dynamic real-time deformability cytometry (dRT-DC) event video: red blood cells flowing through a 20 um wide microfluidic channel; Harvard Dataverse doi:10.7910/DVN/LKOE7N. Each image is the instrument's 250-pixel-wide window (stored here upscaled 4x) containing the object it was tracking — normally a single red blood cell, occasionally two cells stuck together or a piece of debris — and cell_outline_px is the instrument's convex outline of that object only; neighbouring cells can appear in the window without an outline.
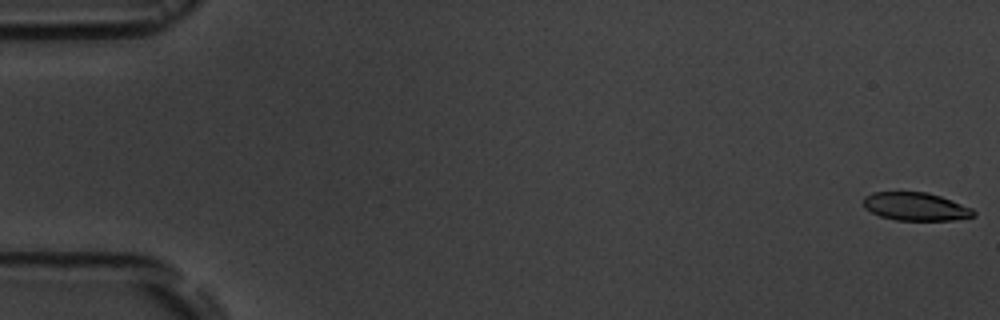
{"species": "common noctule bat (a hibernating species)", "species_latin": "Nyctalus noctula", "temperature_condition": "room temperature", "stored_images_in_passage": 9, "camera_frame_rate_fps": 3000, "um_per_image_px": 0.085, "animal": {"sex": "male", "body_mass_g": 19.5, "forearm_length_mm": 54.6}, "frame": {"image": 1, "passage_image": 1, "time_ms": 0.0, "image_size_px": [1000, 320], "cell_outline_px": [[976, 216], [956, 220], [896, 220], [880, 216], [864, 208], [864, 196], [872, 192], [928, 192], [952, 200], [972, 208], [976, 212]], "centroid_in_image_um": [77.85, 17.56], "position_along_channel_um": 7.1, "area_um2": 18.15}}
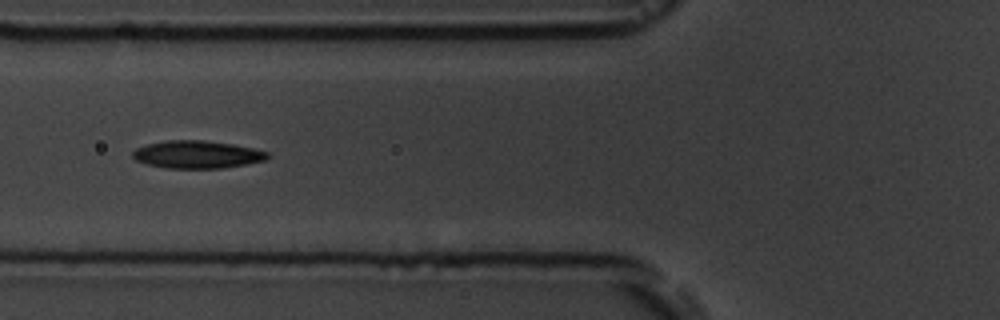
{"frame": {"image": 2, "passage_image": 6, "time_ms": 7.0, "image_size_px": [1000, 320], "cell_outline_px": [[272, 156], [268, 160], [248, 164], [224, 168], [168, 168], [148, 164], [136, 160], [132, 156], [132, 152], [136, 148], [148, 144], [164, 140], [204, 140], [232, 144], [252, 148], [268, 152]], "centroid_in_image_um": [16.8, 13.13], "position_along_channel_um": 109.0, "area_um2": 21.85}}
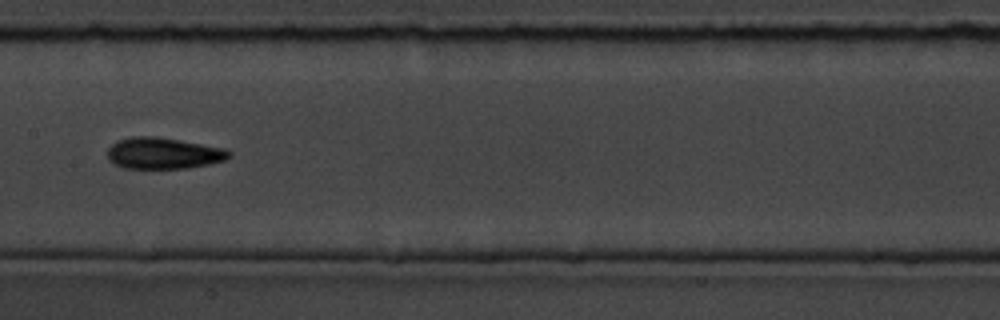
{"frame": {"image": 3, "passage_image": 8, "time_ms": 9.333, "image_size_px": [1000, 320], "cell_outline_px": [[232, 156], [224, 160], [208, 164], [188, 168], [124, 168], [112, 164], [108, 160], [108, 148], [116, 140], [132, 136], [156, 136], [180, 140], [224, 148], [232, 152]], "centroid_in_image_um": [13.86, 13.02], "position_along_channel_um": 193.5, "area_um2": 22.37}}